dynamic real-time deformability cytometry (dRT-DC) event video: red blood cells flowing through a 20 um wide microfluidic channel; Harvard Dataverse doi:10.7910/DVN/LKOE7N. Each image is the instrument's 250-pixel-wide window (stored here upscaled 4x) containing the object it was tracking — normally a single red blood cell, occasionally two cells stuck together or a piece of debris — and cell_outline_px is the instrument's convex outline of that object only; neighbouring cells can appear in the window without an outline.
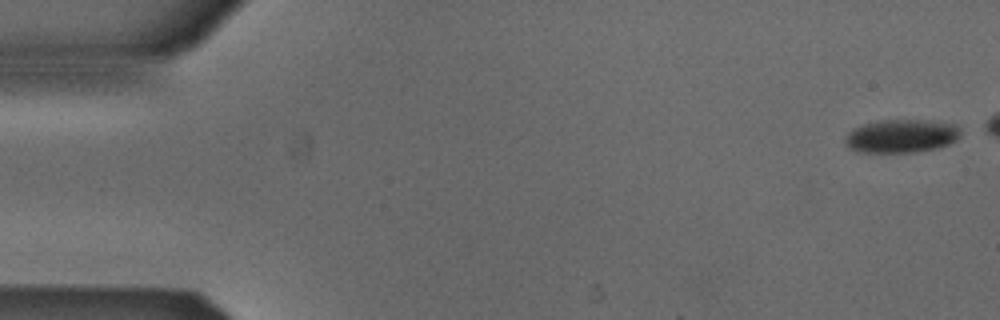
{"species": "Egyptian fruit bat (a non-hibernating species)", "species_latin": "Rousettus aegyptiacus", "temperature_condition": "cold", "stored_images_in_passage": 6, "camera_frame_rate_fps": 3000, "um_per_image_px": 0.085, "animal": {"sex": "male"}, "frame": {"image": 1, "passage_image": 1, "time_ms": 0.0, "image_size_px": [1000, 320], "cell_outline_px": [[960, 136], [956, 140], [940, 148], [912, 152], [860, 152], [852, 148], [844, 140], [848, 132], [864, 124], [884, 120], [920, 120], [952, 124], [960, 128]], "centroid_in_image_um": [76.65, 11.57], "position_along_channel_um": 8.4, "area_um2": 22.02}}